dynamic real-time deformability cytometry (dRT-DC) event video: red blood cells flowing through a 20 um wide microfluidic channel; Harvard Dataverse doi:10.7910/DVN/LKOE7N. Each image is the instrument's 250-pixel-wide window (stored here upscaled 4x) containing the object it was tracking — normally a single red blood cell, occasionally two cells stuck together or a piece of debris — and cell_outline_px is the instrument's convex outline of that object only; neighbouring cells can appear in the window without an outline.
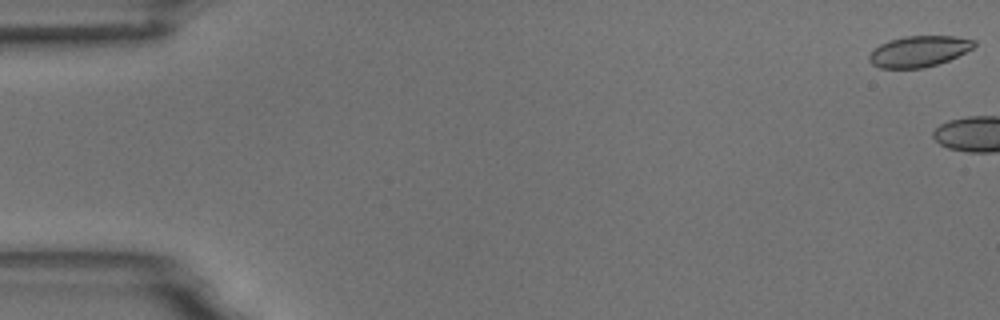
{"species": "common noctule bat (a hibernating species)", "species_latin": "Nyctalus noctula", "temperature_condition": "room temperature", "stored_images_in_passage": 3, "camera_frame_rate_fps": 3000, "um_per_image_px": 0.085, "animal": {"sex": "male", "body_mass_g": 18.8}, "frame": {"image": 1, "passage_image": 1, "time_ms": 0.0, "image_size_px": [1000, 320], "cell_outline_px": [[976, 44], [972, 48], [948, 60], [924, 68], [880, 68], [872, 64], [868, 60], [868, 56], [880, 44], [888, 40], [904, 36], [956, 36], [976, 40]], "centroid_in_image_um": [78.09, 4.35], "position_along_channel_um": 6.9, "area_um2": 18.84}}